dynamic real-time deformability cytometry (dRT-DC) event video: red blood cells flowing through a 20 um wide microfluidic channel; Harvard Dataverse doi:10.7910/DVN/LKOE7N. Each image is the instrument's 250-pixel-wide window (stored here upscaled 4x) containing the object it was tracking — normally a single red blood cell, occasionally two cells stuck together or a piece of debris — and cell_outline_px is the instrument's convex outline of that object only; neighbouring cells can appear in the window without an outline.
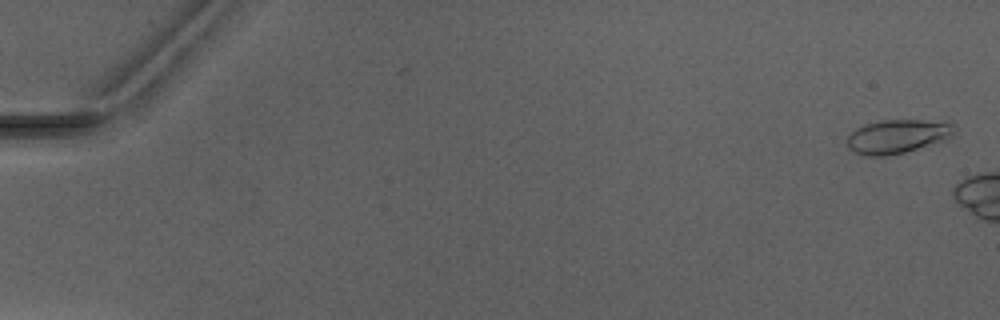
{"species": "Egyptian fruit bat (a non-hibernating species)", "species_latin": "Rousettus aegyptiacus", "temperature_condition": "warm", "stored_images_in_passage": 3, "camera_frame_rate_fps": 3000, "um_per_image_px": 0.085, "animal": {"sex": "male"}, "frame": {"image": 1, "passage_image": 1, "time_ms": 0.0, "image_size_px": [1000, 320], "cell_outline_px": [[952, 136], [944, 140], [904, 152], [884, 156], [868, 156], [856, 152], [848, 148], [848, 136], [856, 128], [864, 124], [880, 120], [920, 120], [952, 124]], "centroid_in_image_um": [76.21, 11.59], "position_along_channel_um": 8.8, "area_um2": 20.58}}